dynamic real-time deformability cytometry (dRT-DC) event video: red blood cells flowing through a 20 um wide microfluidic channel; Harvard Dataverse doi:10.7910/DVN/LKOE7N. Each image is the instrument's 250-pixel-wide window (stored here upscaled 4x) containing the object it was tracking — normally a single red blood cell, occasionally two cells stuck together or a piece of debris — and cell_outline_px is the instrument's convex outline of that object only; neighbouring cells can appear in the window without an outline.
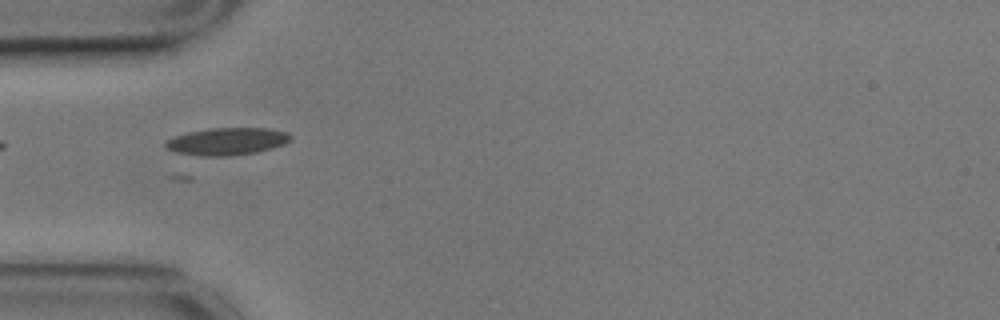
{"species": "common noctule bat (a hibernating species)", "species_latin": "Nyctalus noctula", "temperature_condition": "cold", "stored_images_in_passage": 36, "camera_frame_rate_fps": 3000, "um_per_image_px": 0.085, "animal": {"sex": "male", "body_mass_g": 17.9}, "frame": {"image": 1, "passage_image": 1, "time_ms": 0.0, "image_size_px": [1000, 320], "cell_outline_px": [[292, 140], [284, 144], [260, 152], [228, 156], [200, 156], [176, 152], [168, 148], [164, 144], [168, 140], [176, 136], [188, 132], [208, 128], [268, 128], [288, 132], [292, 136]], "centroid_in_image_um": [19.36, 12.02], "position_along_channel_um": 65.6, "area_um2": 20.0}}